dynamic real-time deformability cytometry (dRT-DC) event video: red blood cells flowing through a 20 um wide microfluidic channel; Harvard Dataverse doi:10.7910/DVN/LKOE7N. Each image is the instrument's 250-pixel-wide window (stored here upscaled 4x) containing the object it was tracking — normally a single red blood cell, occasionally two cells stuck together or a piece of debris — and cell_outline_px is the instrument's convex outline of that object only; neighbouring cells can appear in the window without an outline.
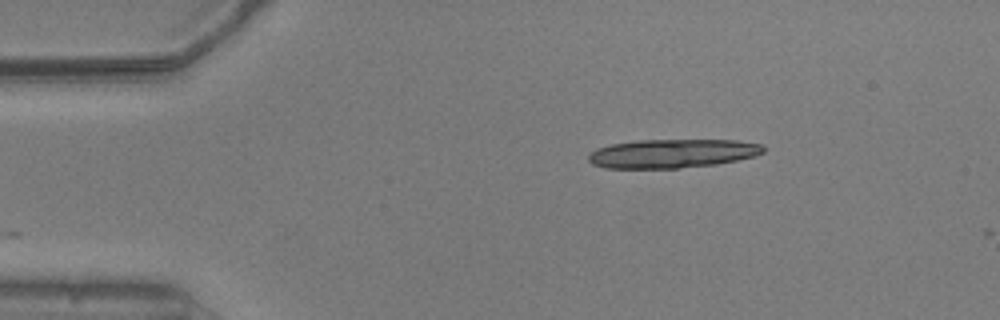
{"species": "common noctule bat (a hibernating species)", "species_latin": "Nyctalus noctula", "temperature_condition": "warm", "stored_images_in_passage": 4, "camera_frame_rate_fps": 3000, "um_per_image_px": 0.085, "animal": {"sex": "male", "body_mass_g": 20.5, "forearm_length_mm": 52.5}, "frame": {"image": 1, "passage_image": 1, "time_ms": 0.0, "image_size_px": [1000, 320], "cell_outline_px": [[764, 152], [756, 156], [716, 164], [680, 168], [604, 168], [592, 164], [588, 160], [588, 156], [596, 148], [612, 144], [636, 140], [736, 140], [760, 144], [764, 148]], "centroid_in_image_um": [57.13, 13.05], "position_along_channel_um": 27.9, "area_um2": 29.36}}